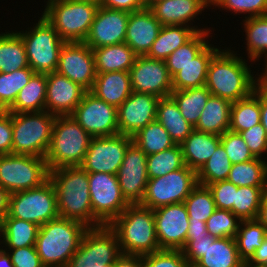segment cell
<instances>
[{
	"mask_svg": "<svg viewBox=\"0 0 267 267\" xmlns=\"http://www.w3.org/2000/svg\"><path fill=\"white\" fill-rule=\"evenodd\" d=\"M49 180L56 190L59 217L79 221L88 228L103 225L93 214L88 173L81 166L49 170Z\"/></svg>",
	"mask_w": 267,
	"mask_h": 267,
	"instance_id": "6da1fadb",
	"label": "cell"
},
{
	"mask_svg": "<svg viewBox=\"0 0 267 267\" xmlns=\"http://www.w3.org/2000/svg\"><path fill=\"white\" fill-rule=\"evenodd\" d=\"M234 53L230 49H220L213 56L205 84L213 96L230 102L248 97L256 87V77H253L250 66L243 57H238L237 52Z\"/></svg>",
	"mask_w": 267,
	"mask_h": 267,
	"instance_id": "7a4b0ae2",
	"label": "cell"
},
{
	"mask_svg": "<svg viewBox=\"0 0 267 267\" xmlns=\"http://www.w3.org/2000/svg\"><path fill=\"white\" fill-rule=\"evenodd\" d=\"M83 223L58 217L39 227L35 249L44 266L67 267L79 248L85 231Z\"/></svg>",
	"mask_w": 267,
	"mask_h": 267,
	"instance_id": "3957f363",
	"label": "cell"
},
{
	"mask_svg": "<svg viewBox=\"0 0 267 267\" xmlns=\"http://www.w3.org/2000/svg\"><path fill=\"white\" fill-rule=\"evenodd\" d=\"M123 254L144 256L160 251L153 209L130 204L110 225Z\"/></svg>",
	"mask_w": 267,
	"mask_h": 267,
	"instance_id": "277c9868",
	"label": "cell"
},
{
	"mask_svg": "<svg viewBox=\"0 0 267 267\" xmlns=\"http://www.w3.org/2000/svg\"><path fill=\"white\" fill-rule=\"evenodd\" d=\"M89 135L72 115L56 116L45 160L48 170L80 166L89 148Z\"/></svg>",
	"mask_w": 267,
	"mask_h": 267,
	"instance_id": "5b68a950",
	"label": "cell"
},
{
	"mask_svg": "<svg viewBox=\"0 0 267 267\" xmlns=\"http://www.w3.org/2000/svg\"><path fill=\"white\" fill-rule=\"evenodd\" d=\"M43 17L65 43L84 42L99 5L90 2L48 0Z\"/></svg>",
	"mask_w": 267,
	"mask_h": 267,
	"instance_id": "8992f818",
	"label": "cell"
},
{
	"mask_svg": "<svg viewBox=\"0 0 267 267\" xmlns=\"http://www.w3.org/2000/svg\"><path fill=\"white\" fill-rule=\"evenodd\" d=\"M12 154L45 158L51 144L56 116L46 110L11 113Z\"/></svg>",
	"mask_w": 267,
	"mask_h": 267,
	"instance_id": "52a82bcc",
	"label": "cell"
},
{
	"mask_svg": "<svg viewBox=\"0 0 267 267\" xmlns=\"http://www.w3.org/2000/svg\"><path fill=\"white\" fill-rule=\"evenodd\" d=\"M29 29L17 32L23 40L29 67L35 73L56 72L65 42L43 15L33 29Z\"/></svg>",
	"mask_w": 267,
	"mask_h": 267,
	"instance_id": "ba28073f",
	"label": "cell"
},
{
	"mask_svg": "<svg viewBox=\"0 0 267 267\" xmlns=\"http://www.w3.org/2000/svg\"><path fill=\"white\" fill-rule=\"evenodd\" d=\"M5 217L30 221L38 226L59 217L57 194L48 179L40 187L11 193Z\"/></svg>",
	"mask_w": 267,
	"mask_h": 267,
	"instance_id": "9c48e42d",
	"label": "cell"
},
{
	"mask_svg": "<svg viewBox=\"0 0 267 267\" xmlns=\"http://www.w3.org/2000/svg\"><path fill=\"white\" fill-rule=\"evenodd\" d=\"M49 179L45 158L22 155H0V186L10 194L40 187Z\"/></svg>",
	"mask_w": 267,
	"mask_h": 267,
	"instance_id": "30bf717a",
	"label": "cell"
},
{
	"mask_svg": "<svg viewBox=\"0 0 267 267\" xmlns=\"http://www.w3.org/2000/svg\"><path fill=\"white\" fill-rule=\"evenodd\" d=\"M197 184L196 171L185 165L162 177L148 179L140 205L154 210L165 205L184 203Z\"/></svg>",
	"mask_w": 267,
	"mask_h": 267,
	"instance_id": "8fae6325",
	"label": "cell"
},
{
	"mask_svg": "<svg viewBox=\"0 0 267 267\" xmlns=\"http://www.w3.org/2000/svg\"><path fill=\"white\" fill-rule=\"evenodd\" d=\"M122 254L117 234L109 225L89 227L67 267L114 264Z\"/></svg>",
	"mask_w": 267,
	"mask_h": 267,
	"instance_id": "7c38bea8",
	"label": "cell"
},
{
	"mask_svg": "<svg viewBox=\"0 0 267 267\" xmlns=\"http://www.w3.org/2000/svg\"><path fill=\"white\" fill-rule=\"evenodd\" d=\"M91 205L94 216L110 225L130 204L122 196L117 175L88 173Z\"/></svg>",
	"mask_w": 267,
	"mask_h": 267,
	"instance_id": "4fadbf2b",
	"label": "cell"
},
{
	"mask_svg": "<svg viewBox=\"0 0 267 267\" xmlns=\"http://www.w3.org/2000/svg\"><path fill=\"white\" fill-rule=\"evenodd\" d=\"M132 137L124 134L92 137L85 158L80 165L87 173L117 175Z\"/></svg>",
	"mask_w": 267,
	"mask_h": 267,
	"instance_id": "5bb4252c",
	"label": "cell"
},
{
	"mask_svg": "<svg viewBox=\"0 0 267 267\" xmlns=\"http://www.w3.org/2000/svg\"><path fill=\"white\" fill-rule=\"evenodd\" d=\"M72 116L92 137L119 134L117 107L101 100L91 91H86Z\"/></svg>",
	"mask_w": 267,
	"mask_h": 267,
	"instance_id": "9a60e30c",
	"label": "cell"
},
{
	"mask_svg": "<svg viewBox=\"0 0 267 267\" xmlns=\"http://www.w3.org/2000/svg\"><path fill=\"white\" fill-rule=\"evenodd\" d=\"M56 72L91 91L97 74L92 49L84 42L65 43Z\"/></svg>",
	"mask_w": 267,
	"mask_h": 267,
	"instance_id": "2e32d148",
	"label": "cell"
},
{
	"mask_svg": "<svg viewBox=\"0 0 267 267\" xmlns=\"http://www.w3.org/2000/svg\"><path fill=\"white\" fill-rule=\"evenodd\" d=\"M156 236L160 249L181 250L187 241L188 211L184 203H175L153 210Z\"/></svg>",
	"mask_w": 267,
	"mask_h": 267,
	"instance_id": "e0dca14e",
	"label": "cell"
},
{
	"mask_svg": "<svg viewBox=\"0 0 267 267\" xmlns=\"http://www.w3.org/2000/svg\"><path fill=\"white\" fill-rule=\"evenodd\" d=\"M132 91L149 93L158 98L172 93V77L163 60L137 56L129 70Z\"/></svg>",
	"mask_w": 267,
	"mask_h": 267,
	"instance_id": "ac0fdd59",
	"label": "cell"
},
{
	"mask_svg": "<svg viewBox=\"0 0 267 267\" xmlns=\"http://www.w3.org/2000/svg\"><path fill=\"white\" fill-rule=\"evenodd\" d=\"M146 163L147 155L132 142L117 173L122 196L129 204H140L143 199L148 183Z\"/></svg>",
	"mask_w": 267,
	"mask_h": 267,
	"instance_id": "d6986e66",
	"label": "cell"
},
{
	"mask_svg": "<svg viewBox=\"0 0 267 267\" xmlns=\"http://www.w3.org/2000/svg\"><path fill=\"white\" fill-rule=\"evenodd\" d=\"M160 98L149 93L133 91L117 107V122L120 134L132 137L150 122L156 120L157 104Z\"/></svg>",
	"mask_w": 267,
	"mask_h": 267,
	"instance_id": "ffe728a7",
	"label": "cell"
},
{
	"mask_svg": "<svg viewBox=\"0 0 267 267\" xmlns=\"http://www.w3.org/2000/svg\"><path fill=\"white\" fill-rule=\"evenodd\" d=\"M129 15L130 12L99 5L84 43L91 49L124 43Z\"/></svg>",
	"mask_w": 267,
	"mask_h": 267,
	"instance_id": "44dd1931",
	"label": "cell"
},
{
	"mask_svg": "<svg viewBox=\"0 0 267 267\" xmlns=\"http://www.w3.org/2000/svg\"><path fill=\"white\" fill-rule=\"evenodd\" d=\"M45 110L54 116L72 115L86 90L57 72L46 73Z\"/></svg>",
	"mask_w": 267,
	"mask_h": 267,
	"instance_id": "7402d4cb",
	"label": "cell"
},
{
	"mask_svg": "<svg viewBox=\"0 0 267 267\" xmlns=\"http://www.w3.org/2000/svg\"><path fill=\"white\" fill-rule=\"evenodd\" d=\"M161 23L146 7L129 15L125 43L137 56H146L161 29Z\"/></svg>",
	"mask_w": 267,
	"mask_h": 267,
	"instance_id": "603a6c76",
	"label": "cell"
},
{
	"mask_svg": "<svg viewBox=\"0 0 267 267\" xmlns=\"http://www.w3.org/2000/svg\"><path fill=\"white\" fill-rule=\"evenodd\" d=\"M210 5V0H163L152 3L148 8L162 26L182 25L191 27L190 22L197 18L195 16L202 13Z\"/></svg>",
	"mask_w": 267,
	"mask_h": 267,
	"instance_id": "cb8c5ba5",
	"label": "cell"
},
{
	"mask_svg": "<svg viewBox=\"0 0 267 267\" xmlns=\"http://www.w3.org/2000/svg\"><path fill=\"white\" fill-rule=\"evenodd\" d=\"M91 92L101 100L119 107L133 92L129 72L97 73Z\"/></svg>",
	"mask_w": 267,
	"mask_h": 267,
	"instance_id": "d4e9b609",
	"label": "cell"
},
{
	"mask_svg": "<svg viewBox=\"0 0 267 267\" xmlns=\"http://www.w3.org/2000/svg\"><path fill=\"white\" fill-rule=\"evenodd\" d=\"M220 143L219 135L194 129L180 144L185 165L197 172Z\"/></svg>",
	"mask_w": 267,
	"mask_h": 267,
	"instance_id": "484cf974",
	"label": "cell"
},
{
	"mask_svg": "<svg viewBox=\"0 0 267 267\" xmlns=\"http://www.w3.org/2000/svg\"><path fill=\"white\" fill-rule=\"evenodd\" d=\"M196 27V28H195ZM197 26L166 25L162 26L148 54L149 58L165 61L180 46L187 43L197 32L209 31Z\"/></svg>",
	"mask_w": 267,
	"mask_h": 267,
	"instance_id": "4316f807",
	"label": "cell"
},
{
	"mask_svg": "<svg viewBox=\"0 0 267 267\" xmlns=\"http://www.w3.org/2000/svg\"><path fill=\"white\" fill-rule=\"evenodd\" d=\"M219 48L208 44L191 62L172 77V89L184 90L206 84L209 63Z\"/></svg>",
	"mask_w": 267,
	"mask_h": 267,
	"instance_id": "83f0119b",
	"label": "cell"
},
{
	"mask_svg": "<svg viewBox=\"0 0 267 267\" xmlns=\"http://www.w3.org/2000/svg\"><path fill=\"white\" fill-rule=\"evenodd\" d=\"M235 238H215L208 234V248L196 267H242Z\"/></svg>",
	"mask_w": 267,
	"mask_h": 267,
	"instance_id": "f1b7e54d",
	"label": "cell"
},
{
	"mask_svg": "<svg viewBox=\"0 0 267 267\" xmlns=\"http://www.w3.org/2000/svg\"><path fill=\"white\" fill-rule=\"evenodd\" d=\"M232 102L211 95L194 129L221 136L230 128Z\"/></svg>",
	"mask_w": 267,
	"mask_h": 267,
	"instance_id": "f546056e",
	"label": "cell"
},
{
	"mask_svg": "<svg viewBox=\"0 0 267 267\" xmlns=\"http://www.w3.org/2000/svg\"><path fill=\"white\" fill-rule=\"evenodd\" d=\"M96 73L115 71L129 72L137 55L124 42L116 45L102 46L92 49Z\"/></svg>",
	"mask_w": 267,
	"mask_h": 267,
	"instance_id": "4dcf8cb0",
	"label": "cell"
},
{
	"mask_svg": "<svg viewBox=\"0 0 267 267\" xmlns=\"http://www.w3.org/2000/svg\"><path fill=\"white\" fill-rule=\"evenodd\" d=\"M156 120L169 133L175 144H181L194 130V127L183 117L178 105L171 96L159 99Z\"/></svg>",
	"mask_w": 267,
	"mask_h": 267,
	"instance_id": "1f68e13d",
	"label": "cell"
},
{
	"mask_svg": "<svg viewBox=\"0 0 267 267\" xmlns=\"http://www.w3.org/2000/svg\"><path fill=\"white\" fill-rule=\"evenodd\" d=\"M39 227L30 221L4 217L0 221V244L6 246V249L35 246Z\"/></svg>",
	"mask_w": 267,
	"mask_h": 267,
	"instance_id": "d6a6232c",
	"label": "cell"
},
{
	"mask_svg": "<svg viewBox=\"0 0 267 267\" xmlns=\"http://www.w3.org/2000/svg\"><path fill=\"white\" fill-rule=\"evenodd\" d=\"M46 86V73H35L19 91L14 104L7 111L27 113L45 110Z\"/></svg>",
	"mask_w": 267,
	"mask_h": 267,
	"instance_id": "836d02e7",
	"label": "cell"
},
{
	"mask_svg": "<svg viewBox=\"0 0 267 267\" xmlns=\"http://www.w3.org/2000/svg\"><path fill=\"white\" fill-rule=\"evenodd\" d=\"M260 90L254 91L246 98L232 102L230 128L233 132H241L261 123Z\"/></svg>",
	"mask_w": 267,
	"mask_h": 267,
	"instance_id": "e575fe53",
	"label": "cell"
},
{
	"mask_svg": "<svg viewBox=\"0 0 267 267\" xmlns=\"http://www.w3.org/2000/svg\"><path fill=\"white\" fill-rule=\"evenodd\" d=\"M28 67L25 46L21 36L16 31L0 34V72L11 73Z\"/></svg>",
	"mask_w": 267,
	"mask_h": 267,
	"instance_id": "d590c367",
	"label": "cell"
},
{
	"mask_svg": "<svg viewBox=\"0 0 267 267\" xmlns=\"http://www.w3.org/2000/svg\"><path fill=\"white\" fill-rule=\"evenodd\" d=\"M211 95L205 85L184 90H173L170 94L183 117L193 127L198 123L201 112Z\"/></svg>",
	"mask_w": 267,
	"mask_h": 267,
	"instance_id": "8d00e7d4",
	"label": "cell"
},
{
	"mask_svg": "<svg viewBox=\"0 0 267 267\" xmlns=\"http://www.w3.org/2000/svg\"><path fill=\"white\" fill-rule=\"evenodd\" d=\"M227 180L237 187H267V162L255 158L233 164Z\"/></svg>",
	"mask_w": 267,
	"mask_h": 267,
	"instance_id": "74e56055",
	"label": "cell"
},
{
	"mask_svg": "<svg viewBox=\"0 0 267 267\" xmlns=\"http://www.w3.org/2000/svg\"><path fill=\"white\" fill-rule=\"evenodd\" d=\"M132 141L148 156L175 146L169 133L154 120L132 136Z\"/></svg>",
	"mask_w": 267,
	"mask_h": 267,
	"instance_id": "f35d334b",
	"label": "cell"
},
{
	"mask_svg": "<svg viewBox=\"0 0 267 267\" xmlns=\"http://www.w3.org/2000/svg\"><path fill=\"white\" fill-rule=\"evenodd\" d=\"M266 234L267 229L258 220H241L235 240L239 257L244 263L248 262L255 250L262 245Z\"/></svg>",
	"mask_w": 267,
	"mask_h": 267,
	"instance_id": "ab89813d",
	"label": "cell"
},
{
	"mask_svg": "<svg viewBox=\"0 0 267 267\" xmlns=\"http://www.w3.org/2000/svg\"><path fill=\"white\" fill-rule=\"evenodd\" d=\"M248 58L250 61L267 59V15L245 17L243 20Z\"/></svg>",
	"mask_w": 267,
	"mask_h": 267,
	"instance_id": "60d3db41",
	"label": "cell"
},
{
	"mask_svg": "<svg viewBox=\"0 0 267 267\" xmlns=\"http://www.w3.org/2000/svg\"><path fill=\"white\" fill-rule=\"evenodd\" d=\"M209 32H197L187 43L167 57L165 63L171 77L182 70V67L191 62L209 44L208 40H205L209 38Z\"/></svg>",
	"mask_w": 267,
	"mask_h": 267,
	"instance_id": "b9f144b4",
	"label": "cell"
},
{
	"mask_svg": "<svg viewBox=\"0 0 267 267\" xmlns=\"http://www.w3.org/2000/svg\"><path fill=\"white\" fill-rule=\"evenodd\" d=\"M148 179L162 177L185 166L180 144L147 156Z\"/></svg>",
	"mask_w": 267,
	"mask_h": 267,
	"instance_id": "7bdbcfd3",
	"label": "cell"
},
{
	"mask_svg": "<svg viewBox=\"0 0 267 267\" xmlns=\"http://www.w3.org/2000/svg\"><path fill=\"white\" fill-rule=\"evenodd\" d=\"M231 166V161L220 143L208 161L196 172L197 182L207 186L208 184L227 180Z\"/></svg>",
	"mask_w": 267,
	"mask_h": 267,
	"instance_id": "ee69618b",
	"label": "cell"
},
{
	"mask_svg": "<svg viewBox=\"0 0 267 267\" xmlns=\"http://www.w3.org/2000/svg\"><path fill=\"white\" fill-rule=\"evenodd\" d=\"M267 187H237L235 203L231 210L240 220L257 219L260 204Z\"/></svg>",
	"mask_w": 267,
	"mask_h": 267,
	"instance_id": "f6af8a7d",
	"label": "cell"
},
{
	"mask_svg": "<svg viewBox=\"0 0 267 267\" xmlns=\"http://www.w3.org/2000/svg\"><path fill=\"white\" fill-rule=\"evenodd\" d=\"M34 74L30 67L11 73L0 72V110L7 111L14 104L19 91Z\"/></svg>",
	"mask_w": 267,
	"mask_h": 267,
	"instance_id": "bcb514c9",
	"label": "cell"
},
{
	"mask_svg": "<svg viewBox=\"0 0 267 267\" xmlns=\"http://www.w3.org/2000/svg\"><path fill=\"white\" fill-rule=\"evenodd\" d=\"M184 204L189 221L206 222L217 209L209 188L199 183L192 189Z\"/></svg>",
	"mask_w": 267,
	"mask_h": 267,
	"instance_id": "7dc6e473",
	"label": "cell"
},
{
	"mask_svg": "<svg viewBox=\"0 0 267 267\" xmlns=\"http://www.w3.org/2000/svg\"><path fill=\"white\" fill-rule=\"evenodd\" d=\"M241 220L230 210L216 209L206 221L208 233L215 238H235Z\"/></svg>",
	"mask_w": 267,
	"mask_h": 267,
	"instance_id": "c3c4849f",
	"label": "cell"
},
{
	"mask_svg": "<svg viewBox=\"0 0 267 267\" xmlns=\"http://www.w3.org/2000/svg\"><path fill=\"white\" fill-rule=\"evenodd\" d=\"M220 139L232 165L255 159L239 133L227 130Z\"/></svg>",
	"mask_w": 267,
	"mask_h": 267,
	"instance_id": "681fc988",
	"label": "cell"
},
{
	"mask_svg": "<svg viewBox=\"0 0 267 267\" xmlns=\"http://www.w3.org/2000/svg\"><path fill=\"white\" fill-rule=\"evenodd\" d=\"M142 267H189L182 250L161 249L142 256Z\"/></svg>",
	"mask_w": 267,
	"mask_h": 267,
	"instance_id": "f907efd6",
	"label": "cell"
},
{
	"mask_svg": "<svg viewBox=\"0 0 267 267\" xmlns=\"http://www.w3.org/2000/svg\"><path fill=\"white\" fill-rule=\"evenodd\" d=\"M210 3L236 14H250L247 17L267 15V0H210Z\"/></svg>",
	"mask_w": 267,
	"mask_h": 267,
	"instance_id": "816d5d0a",
	"label": "cell"
},
{
	"mask_svg": "<svg viewBox=\"0 0 267 267\" xmlns=\"http://www.w3.org/2000/svg\"><path fill=\"white\" fill-rule=\"evenodd\" d=\"M217 209L232 210L235 203L237 186L228 180L208 184Z\"/></svg>",
	"mask_w": 267,
	"mask_h": 267,
	"instance_id": "f5cc1de1",
	"label": "cell"
},
{
	"mask_svg": "<svg viewBox=\"0 0 267 267\" xmlns=\"http://www.w3.org/2000/svg\"><path fill=\"white\" fill-rule=\"evenodd\" d=\"M250 152L255 158L262 159V154L267 152V134L261 123L250 129L239 132Z\"/></svg>",
	"mask_w": 267,
	"mask_h": 267,
	"instance_id": "db71d44e",
	"label": "cell"
},
{
	"mask_svg": "<svg viewBox=\"0 0 267 267\" xmlns=\"http://www.w3.org/2000/svg\"><path fill=\"white\" fill-rule=\"evenodd\" d=\"M4 250L9 251L14 267H44L35 246Z\"/></svg>",
	"mask_w": 267,
	"mask_h": 267,
	"instance_id": "11a10c76",
	"label": "cell"
},
{
	"mask_svg": "<svg viewBox=\"0 0 267 267\" xmlns=\"http://www.w3.org/2000/svg\"><path fill=\"white\" fill-rule=\"evenodd\" d=\"M208 248V235L191 236L181 249L189 266L194 265Z\"/></svg>",
	"mask_w": 267,
	"mask_h": 267,
	"instance_id": "9f6ffc18",
	"label": "cell"
},
{
	"mask_svg": "<svg viewBox=\"0 0 267 267\" xmlns=\"http://www.w3.org/2000/svg\"><path fill=\"white\" fill-rule=\"evenodd\" d=\"M12 134L11 113L0 110V155L12 154Z\"/></svg>",
	"mask_w": 267,
	"mask_h": 267,
	"instance_id": "6f0895ef",
	"label": "cell"
},
{
	"mask_svg": "<svg viewBox=\"0 0 267 267\" xmlns=\"http://www.w3.org/2000/svg\"><path fill=\"white\" fill-rule=\"evenodd\" d=\"M100 6L130 13L147 7L145 0H101Z\"/></svg>",
	"mask_w": 267,
	"mask_h": 267,
	"instance_id": "680465c9",
	"label": "cell"
},
{
	"mask_svg": "<svg viewBox=\"0 0 267 267\" xmlns=\"http://www.w3.org/2000/svg\"><path fill=\"white\" fill-rule=\"evenodd\" d=\"M247 263L250 265L267 267V234L262 245L255 250V254Z\"/></svg>",
	"mask_w": 267,
	"mask_h": 267,
	"instance_id": "91938a15",
	"label": "cell"
},
{
	"mask_svg": "<svg viewBox=\"0 0 267 267\" xmlns=\"http://www.w3.org/2000/svg\"><path fill=\"white\" fill-rule=\"evenodd\" d=\"M113 267H142V256L122 254Z\"/></svg>",
	"mask_w": 267,
	"mask_h": 267,
	"instance_id": "94428289",
	"label": "cell"
},
{
	"mask_svg": "<svg viewBox=\"0 0 267 267\" xmlns=\"http://www.w3.org/2000/svg\"><path fill=\"white\" fill-rule=\"evenodd\" d=\"M208 234L209 233H208L207 228H206V222L189 221L187 240L191 236L208 235Z\"/></svg>",
	"mask_w": 267,
	"mask_h": 267,
	"instance_id": "6125c7cd",
	"label": "cell"
},
{
	"mask_svg": "<svg viewBox=\"0 0 267 267\" xmlns=\"http://www.w3.org/2000/svg\"><path fill=\"white\" fill-rule=\"evenodd\" d=\"M9 196L10 193L0 186V221L8 213Z\"/></svg>",
	"mask_w": 267,
	"mask_h": 267,
	"instance_id": "be15d7a7",
	"label": "cell"
},
{
	"mask_svg": "<svg viewBox=\"0 0 267 267\" xmlns=\"http://www.w3.org/2000/svg\"><path fill=\"white\" fill-rule=\"evenodd\" d=\"M267 229V192L264 194L257 219Z\"/></svg>",
	"mask_w": 267,
	"mask_h": 267,
	"instance_id": "e7e4bbea",
	"label": "cell"
},
{
	"mask_svg": "<svg viewBox=\"0 0 267 267\" xmlns=\"http://www.w3.org/2000/svg\"><path fill=\"white\" fill-rule=\"evenodd\" d=\"M260 107H261V124L266 130L267 134V95L260 91Z\"/></svg>",
	"mask_w": 267,
	"mask_h": 267,
	"instance_id": "03108f58",
	"label": "cell"
},
{
	"mask_svg": "<svg viewBox=\"0 0 267 267\" xmlns=\"http://www.w3.org/2000/svg\"><path fill=\"white\" fill-rule=\"evenodd\" d=\"M265 67L264 72L258 75L260 77H256V87L262 92L267 95V59L265 60Z\"/></svg>",
	"mask_w": 267,
	"mask_h": 267,
	"instance_id": "003e7915",
	"label": "cell"
},
{
	"mask_svg": "<svg viewBox=\"0 0 267 267\" xmlns=\"http://www.w3.org/2000/svg\"><path fill=\"white\" fill-rule=\"evenodd\" d=\"M0 267H14L7 251L0 247Z\"/></svg>",
	"mask_w": 267,
	"mask_h": 267,
	"instance_id": "a7ac6f4b",
	"label": "cell"
},
{
	"mask_svg": "<svg viewBox=\"0 0 267 267\" xmlns=\"http://www.w3.org/2000/svg\"><path fill=\"white\" fill-rule=\"evenodd\" d=\"M68 1L90 2L93 4H97V5H100V3H101V0H68Z\"/></svg>",
	"mask_w": 267,
	"mask_h": 267,
	"instance_id": "89a4df30",
	"label": "cell"
},
{
	"mask_svg": "<svg viewBox=\"0 0 267 267\" xmlns=\"http://www.w3.org/2000/svg\"><path fill=\"white\" fill-rule=\"evenodd\" d=\"M90 267H113V264H103V263H95Z\"/></svg>",
	"mask_w": 267,
	"mask_h": 267,
	"instance_id": "2644e50d",
	"label": "cell"
},
{
	"mask_svg": "<svg viewBox=\"0 0 267 267\" xmlns=\"http://www.w3.org/2000/svg\"><path fill=\"white\" fill-rule=\"evenodd\" d=\"M163 1V0H145L146 6L149 7L152 3Z\"/></svg>",
	"mask_w": 267,
	"mask_h": 267,
	"instance_id": "8c879c8a",
	"label": "cell"
},
{
	"mask_svg": "<svg viewBox=\"0 0 267 267\" xmlns=\"http://www.w3.org/2000/svg\"><path fill=\"white\" fill-rule=\"evenodd\" d=\"M242 267H263V266L250 265L247 262H245Z\"/></svg>",
	"mask_w": 267,
	"mask_h": 267,
	"instance_id": "753ad0ef",
	"label": "cell"
}]
</instances>
